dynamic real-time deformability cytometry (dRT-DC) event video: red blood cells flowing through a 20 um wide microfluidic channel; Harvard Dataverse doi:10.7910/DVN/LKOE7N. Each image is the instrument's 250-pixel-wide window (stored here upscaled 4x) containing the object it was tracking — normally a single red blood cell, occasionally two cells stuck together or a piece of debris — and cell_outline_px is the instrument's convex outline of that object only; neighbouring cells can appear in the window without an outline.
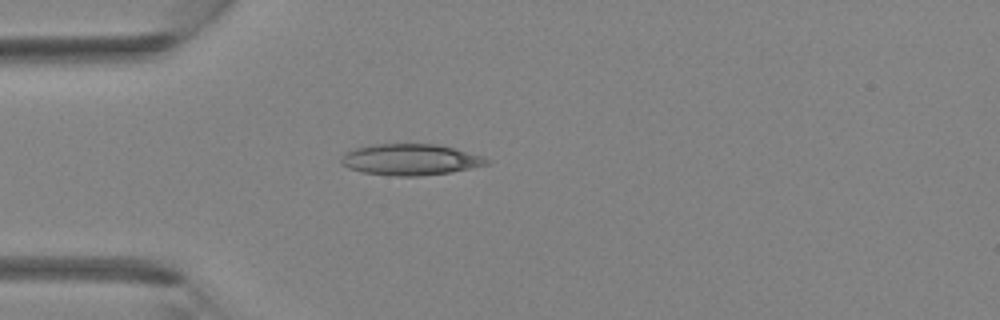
{"species": "Egyptian fruit bat (a non-hibernating species)", "species_latin": "Rousettus aegyptiacus", "temperature_condition": "room temperature", "stored_images_in_passage": 4, "camera_frame_rate_fps": 3000, "um_per_image_px": 0.085, "animal": {"sex": "female"}, "frame": {"image": 1, "passage_image": 4, "time_ms": 3.333, "image_size_px": [1000, 320], "cell_outline_px": [[492, 160], [488, 164], [448, 172], [416, 176], [396, 176], [364, 172], [348, 168], [340, 160], [344, 152], [356, 148], [372, 144], [440, 144], [484, 156]], "centroid_in_image_um": [34.9, 13.55], "position_along_channel_um": 50.1, "area_um2": 26.3}}